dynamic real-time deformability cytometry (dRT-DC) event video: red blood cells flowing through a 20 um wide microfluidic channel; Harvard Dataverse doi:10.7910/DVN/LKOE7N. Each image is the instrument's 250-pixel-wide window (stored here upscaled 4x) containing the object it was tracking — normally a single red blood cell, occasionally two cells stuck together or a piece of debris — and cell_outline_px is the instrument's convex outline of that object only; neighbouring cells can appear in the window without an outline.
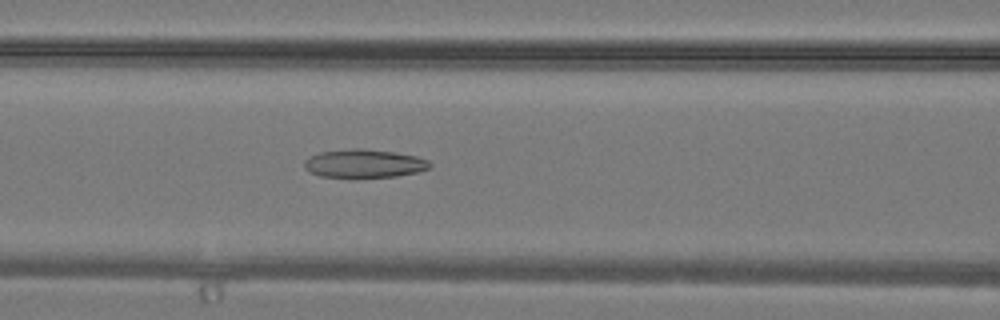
{"species": "common noctule bat (a hibernating species)", "species_latin": "Nyctalus noctula", "temperature_condition": "warm", "stored_images_in_passage": 25, "camera_frame_rate_fps": 3000, "um_per_image_px": 0.085, "animal": {"sex": "male", "body_mass_g": 19.2, "forearm_length_mm": 51.8}, "frame": {"image": 1, "passage_image": 5, "time_ms": 1.333, "image_size_px": [1000, 320], "cell_outline_px": [[432, 164], [428, 168], [420, 172], [396, 176], [356, 180], [352, 180], [320, 176], [304, 168], [304, 160], [308, 156], [320, 152], [356, 148], [360, 148], [392, 152], [416, 156], [428, 160]], "centroid_in_image_um": [30.92, 13.95], "position_along_channel_um": 135.7, "area_um2": 21.5}}
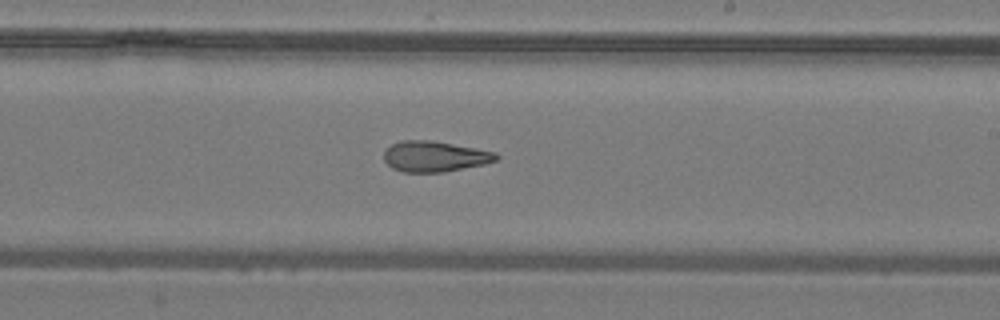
{"frame": {"image": 2, "passage_image": 11, "time_ms": 3.333, "image_size_px": [1000, 320], "cell_outline_px": [[500, 160], [484, 164], [444, 172], [404, 172], [392, 168], [384, 160], [384, 152], [392, 144], [400, 140], [432, 140], [476, 148], [496, 152], [500, 156]], "centroid_in_image_um": [36.98, 13.29], "position_along_channel_um": 252.0, "area_um2": 20.17}}
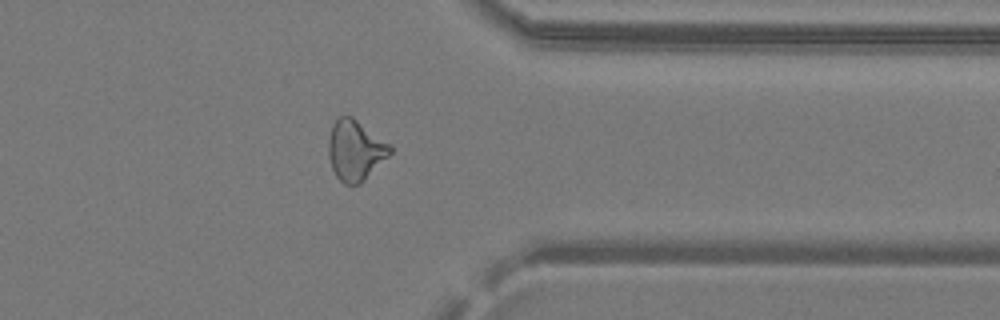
{"frame": {"image": 3, "passage_image": 18, "time_ms": 5.667, "image_size_px": [1000, 320], "cell_outline_px": [[392, 152], [360, 184], [344, 184], [336, 176], [332, 168], [328, 156], [328, 140], [332, 124], [340, 116], [352, 116], [388, 144], [392, 148]], "centroid_in_image_um": [30.16, 12.78], "position_along_channel_um": 381.2, "area_um2": 21.33}}